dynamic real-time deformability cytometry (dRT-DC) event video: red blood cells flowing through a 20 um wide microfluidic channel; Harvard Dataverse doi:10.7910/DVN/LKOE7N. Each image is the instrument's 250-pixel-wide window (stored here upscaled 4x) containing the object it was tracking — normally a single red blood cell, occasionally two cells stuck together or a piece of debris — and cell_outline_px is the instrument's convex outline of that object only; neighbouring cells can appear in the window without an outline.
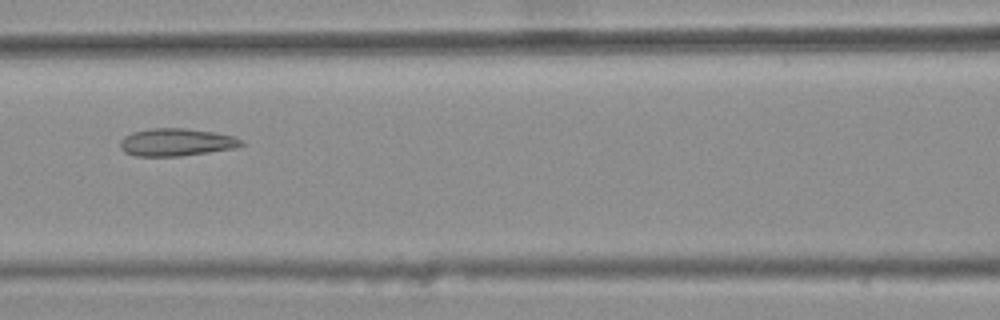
{"species": "common noctule bat (a hibernating species)", "species_latin": "Nyctalus noctula", "temperature_condition": "warm", "stored_images_in_passage": 9, "camera_frame_rate_fps": 3000, "um_per_image_px": 0.085, "animal": {"sex": "female", "body_mass_g": 25.1}, "frame": {"image": 1, "passage_image": 6, "time_ms": 1.667, "image_size_px": [1000, 320], "cell_outline_px": [[244, 144], [232, 148], [208, 152], [180, 156], [136, 156], [124, 152], [120, 148], [120, 140], [124, 136], [132, 132], [152, 128], [184, 128], [216, 132], [232, 136], [244, 140]], "centroid_in_image_um": [14.96, 12.08], "position_along_channel_um": 151.6, "area_um2": 19.48}}
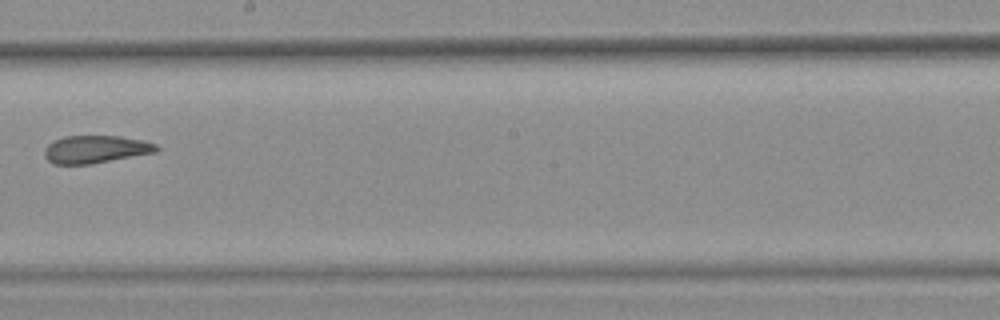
{"frame": {"image": 2, "passage_image": 8, "time_ms": 2.333, "image_size_px": [1000, 320], "cell_outline_px": [[160, 148], [156, 152], [92, 164], [52, 164], [44, 156], [44, 148], [48, 144], [64, 136], [120, 136], [144, 140], [156, 144]], "centroid_in_image_um": [8.13, 12.69], "position_along_channel_um": 240.1, "area_um2": 18.15}}
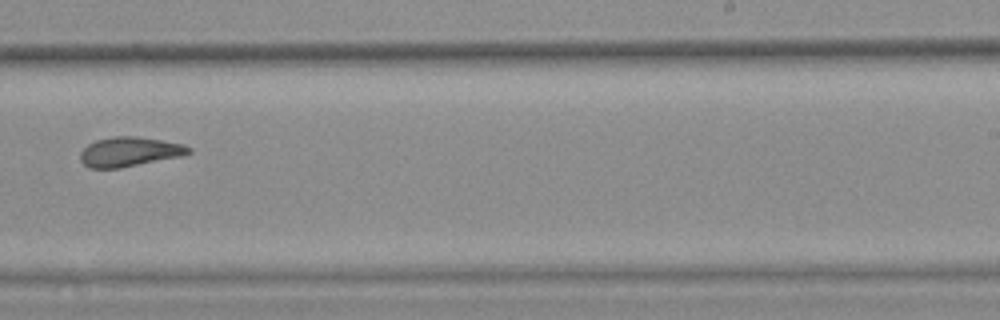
{"frame": {"image": 3, "passage_image": 9, "time_ms": 2.667, "image_size_px": [1000, 320], "cell_outline_px": [[192, 152], [184, 156], [120, 168], [88, 168], [80, 160], [80, 152], [88, 144], [96, 140], [112, 136], [136, 136], [184, 144], [192, 148]], "centroid_in_image_um": [11.02, 12.9], "position_along_channel_um": 278.0, "area_um2": 18.84}}